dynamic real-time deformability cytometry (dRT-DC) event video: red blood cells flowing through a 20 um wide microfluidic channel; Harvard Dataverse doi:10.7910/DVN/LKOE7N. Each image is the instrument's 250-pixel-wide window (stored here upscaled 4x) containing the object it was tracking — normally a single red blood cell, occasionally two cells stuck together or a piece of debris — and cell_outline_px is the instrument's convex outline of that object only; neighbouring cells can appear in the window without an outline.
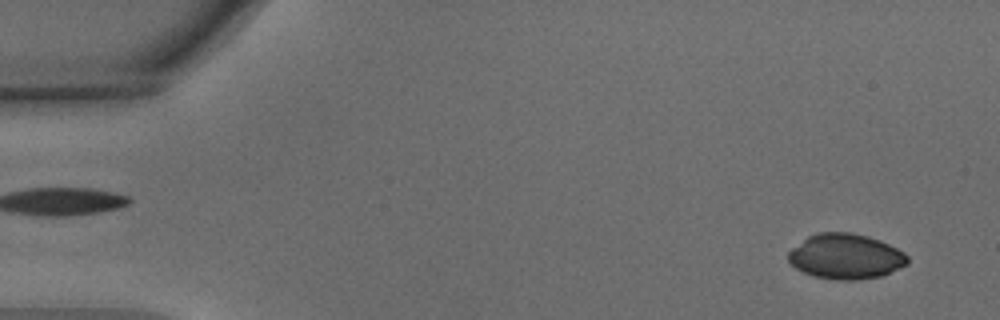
{"species": "common noctule bat (a hibernating species)", "species_latin": "Nyctalus noctula", "temperature_condition": "warm", "stored_images_in_passage": 53, "camera_frame_rate_fps": 3000, "um_per_image_px": 0.085, "animal": {"sex": "male", "body_mass_g": 15.6}, "frame": {"image": 1, "passage_image": 2, "time_ms": 0.333, "image_size_px": [1000, 320], "cell_outline_px": [[908, 264], [880, 276], [856, 280], [836, 280], [812, 276], [796, 268], [788, 260], [788, 252], [792, 248], [808, 236], [816, 232], [852, 232], [868, 236], [880, 240], [904, 252], [908, 256]], "centroid_in_image_um": [71.87, 21.79], "position_along_channel_um": 13.1, "area_um2": 31.44}}
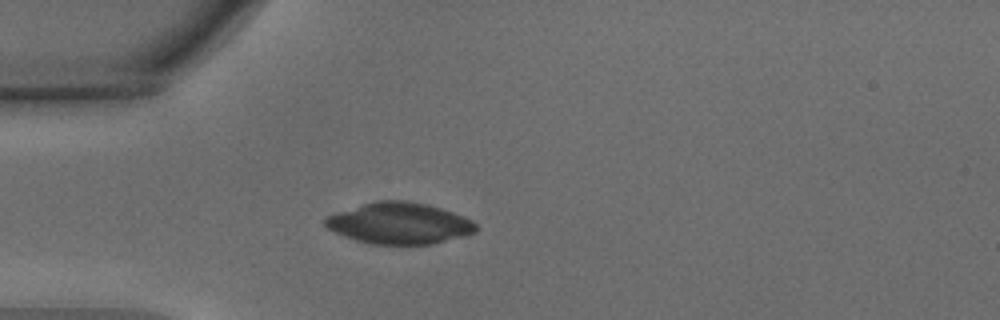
{"frame": {"image": 2, "passage_image": 14, "time_ms": 4.333, "image_size_px": [1000, 320], "cell_outline_px": [[476, 232], [432, 244], [372, 244], [356, 240], [344, 236], [328, 228], [324, 224], [324, 216], [336, 212], [376, 200], [404, 200], [428, 204], [464, 216], [472, 220], [476, 224]], "centroid_in_image_um": [33.92, 18.97], "position_along_channel_um": 51.1, "area_um2": 36.18}}
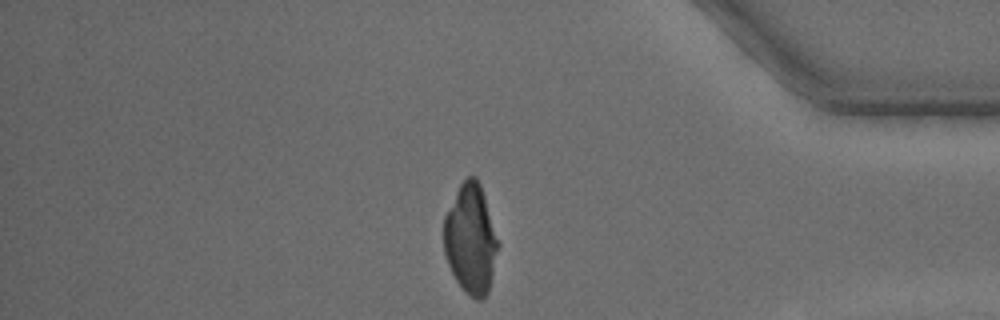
{"frame": {"image": 3, "passage_image": 45, "time_ms": 14.667, "image_size_px": [1000, 320], "cell_outline_px": [[500, 244], [488, 292], [480, 300], [476, 300], [456, 280], [448, 264], [444, 252], [444, 216], [460, 184], [468, 176], [476, 176], [480, 184]], "centroid_in_image_um": [40.02, 20.3], "position_along_channel_um": 395.2, "area_um2": 34.28}}